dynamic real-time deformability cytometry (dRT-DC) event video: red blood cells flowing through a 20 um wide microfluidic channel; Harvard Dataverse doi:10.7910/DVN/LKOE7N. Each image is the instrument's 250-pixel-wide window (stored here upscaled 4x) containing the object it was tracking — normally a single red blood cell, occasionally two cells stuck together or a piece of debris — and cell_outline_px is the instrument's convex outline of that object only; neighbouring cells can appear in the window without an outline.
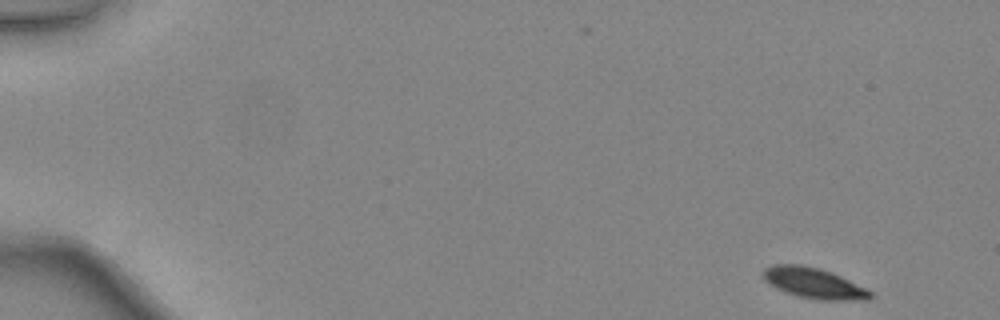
{"species": "common noctule bat (a hibernating species)", "species_latin": "Nyctalus noctula", "temperature_condition": "warm", "stored_images_in_passage": 45, "camera_frame_rate_fps": 3000, "um_per_image_px": 0.085, "animal": {"sex": "female", "body_mass_g": 24.6, "forearm_length_mm": 56.2}, "frame": {"image": 1, "passage_image": 1, "time_ms": 0.0, "image_size_px": [1000, 320], "cell_outline_px": [[872, 296], [868, 300], [816, 300], [784, 292], [776, 288], [764, 280], [760, 272], [764, 268], [772, 264], [800, 264], [820, 268], [832, 272], [868, 288], [872, 292]], "centroid_in_image_um": [69.16, 24.05], "position_along_channel_um": 15.8, "area_um2": 19.48}}
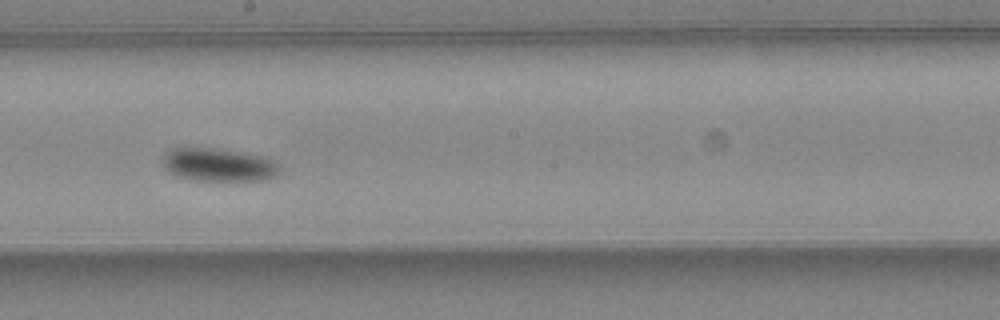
{"frame": {"image": 2, "passage_image": 26, "time_ms": 8.333, "image_size_px": [1000, 320], "cell_outline_px": [[280, 172], [276, 176], [264, 180], [196, 180], [176, 176], [168, 172], [164, 168], [160, 160], [164, 152], [168, 148], [220, 148], [268, 156], [280, 164]], "centroid_in_image_um": [18.58, 13.98], "position_along_channel_um": 229.6, "area_um2": 23.29}}
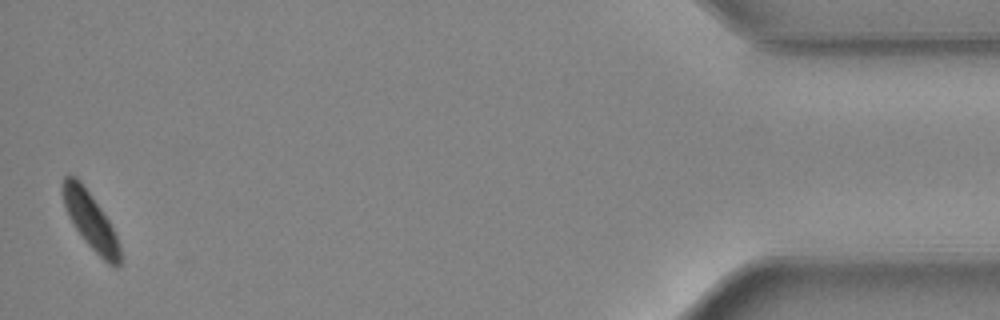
{"frame": {"image": 3, "passage_image": 45, "time_ms": 14.667, "image_size_px": [1000, 320], "cell_outline_px": [[120, 268], [116, 268], [108, 264], [84, 240], [68, 216], [60, 192], [60, 184], [64, 176], [76, 176], [80, 180], [92, 196], [108, 220], [120, 244]], "centroid_in_image_um": [7.66, 18.72], "position_along_channel_um": 427.5, "area_um2": 18.9}, "authors_computed_cell_mechanics": {"area_um2": 21.0392, "velocity_mm_per_s": 4.39, "shape_relaxation_time_tau1_ms": 3.1772, "shape_relaxation_time_tau2_ms": null, "deformation_change_tau1": 0.1055, "deformation_change_tau2": null}}